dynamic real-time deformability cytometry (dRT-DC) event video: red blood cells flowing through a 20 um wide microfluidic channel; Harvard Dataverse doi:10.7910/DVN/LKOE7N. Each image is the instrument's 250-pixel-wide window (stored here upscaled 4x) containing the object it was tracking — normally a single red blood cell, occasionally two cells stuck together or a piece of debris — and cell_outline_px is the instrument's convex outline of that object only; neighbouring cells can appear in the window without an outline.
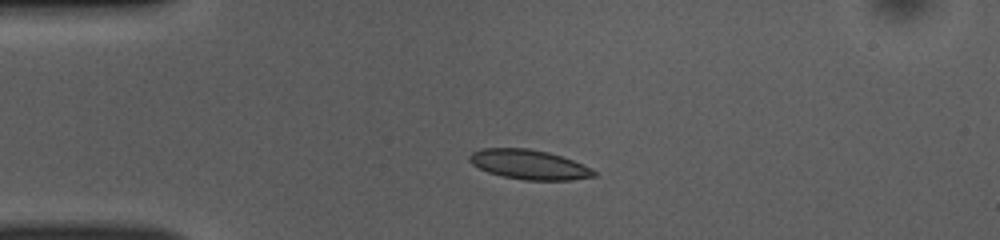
{"species": "common noctule bat (a hibernating species)", "species_latin": "Nyctalus noctula", "temperature_condition": "room temperature", "stored_images_in_passage": 43, "camera_frame_rate_fps": 3000, "um_per_image_px": 0.085, "animal": {"sex": "female", "body_mass_g": 10.0, "forearm_length_mm": 53.1}, "frame": {"image": 1, "passage_image": 9, "time_ms": 2.667, "image_size_px": [1000, 240], "cell_outline_px": [[596, 176], [572, 180], [524, 180], [504, 176], [488, 172], [472, 164], [468, 160], [468, 156], [472, 152], [480, 148], [528, 148], [548, 152], [572, 160], [592, 168], [596, 172]], "centroid_in_image_um": [44.96, 13.98], "position_along_channel_um": 40.0, "area_um2": 21.44}}
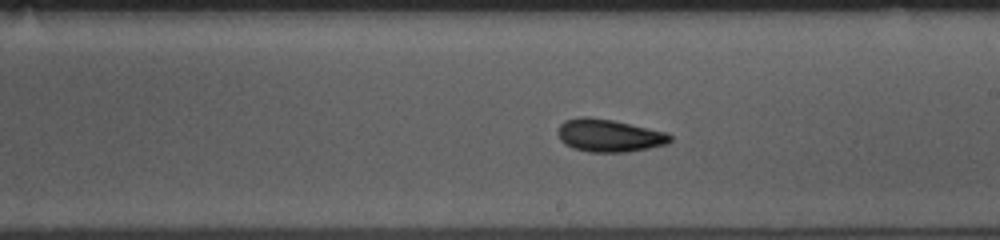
{"frame": {"image": 2, "passage_image": 26, "time_ms": 8.333, "image_size_px": [1000, 240], "cell_outline_px": [[672, 140], [668, 144], [648, 148], [624, 152], [588, 152], [572, 148], [564, 144], [560, 140], [556, 132], [560, 124], [564, 120], [580, 116], [588, 116], [612, 120], [664, 132], [672, 136]], "centroid_in_image_um": [51.7, 11.52], "position_along_channel_um": 237.3, "area_um2": 21.44}}
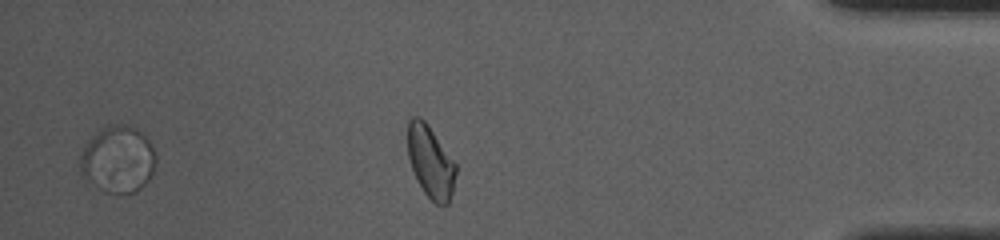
{"frame": {"image": 3, "passage_image": 41, "time_ms": 13.333, "image_size_px": [1000, 240], "cell_outline_px": [[156, 164], [148, 180], [136, 192], [124, 196], [120, 196], [104, 192], [80, 176], [80, 152], [88, 140], [100, 128], [108, 124], [128, 124], [140, 132], [148, 140], [156, 156]], "centroid_in_image_um": [9.99, 13.58], "position_along_channel_um": 425.2, "area_um2": 30.11}, "authors_computed_cell_mechanics": {"area_um2": 20.9814, "velocity_mm_per_s": 3.9354, "shape_relaxation_time_tau1_ms": 4.3745, "shape_relaxation_time_tau2_ms": 2.8413, "deformation_change_tau1": 0.121, "deformation_change_tau2": 0.074}}